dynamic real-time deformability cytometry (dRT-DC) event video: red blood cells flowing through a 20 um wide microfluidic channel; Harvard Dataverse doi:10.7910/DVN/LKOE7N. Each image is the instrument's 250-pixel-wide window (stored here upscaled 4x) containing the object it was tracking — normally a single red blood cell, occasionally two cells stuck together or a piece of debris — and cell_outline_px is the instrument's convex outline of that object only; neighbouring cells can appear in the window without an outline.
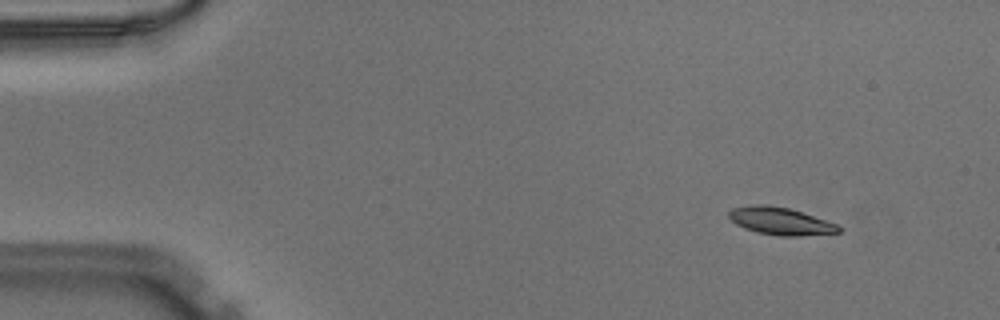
{"species": "Egyptian fruit bat (a non-hibernating species)", "species_latin": "Rousettus aegyptiacus", "temperature_condition": "warm", "stored_images_in_passage": 52, "camera_frame_rate_fps": 3000, "um_per_image_px": 0.085, "animal": {"sex": "male"}, "frame": {"image": 1, "passage_image": 6, "time_ms": 1.667, "image_size_px": [1000, 320], "cell_outline_px": [[844, 228], [840, 232], [800, 236], [780, 236], [756, 232], [744, 228], [736, 224], [728, 216], [728, 212], [732, 208], [752, 204], [764, 204], [788, 208], [836, 224]], "centroid_in_image_um": [66.31, 18.8], "position_along_channel_um": 18.7, "area_um2": 17.46}}
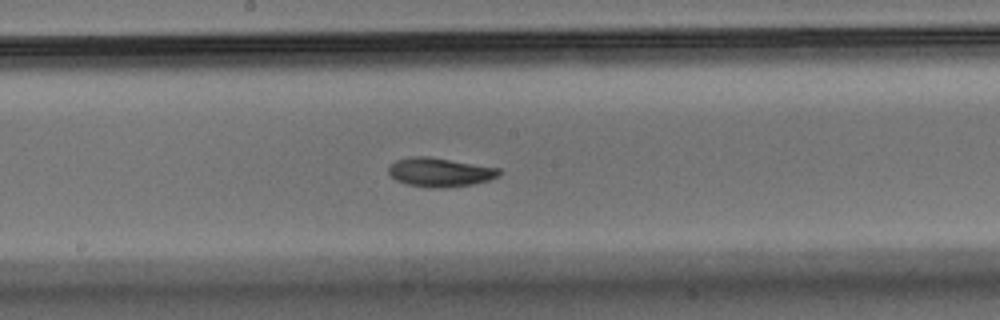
{"frame": {"image": 2, "passage_image": 28, "time_ms": 9.0, "image_size_px": [1000, 320], "cell_outline_px": [[500, 176], [488, 180], [472, 184], [444, 188], [428, 188], [408, 184], [396, 180], [388, 172], [388, 168], [396, 160], [412, 156], [428, 156], [500, 168]], "centroid_in_image_um": [37.4, 14.64], "position_along_channel_um": 210.8, "area_um2": 18.61}}
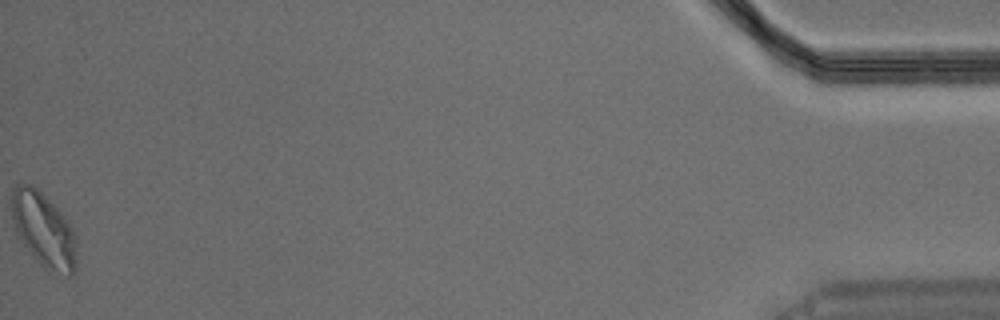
{"frame": {"image": 3, "passage_image": 52, "time_ms": 17.0, "image_size_px": [1000, 320], "cell_outline_px": [[76, 272], [72, 276], [68, 276], [48, 272], [36, 260], [24, 244], [16, 228], [12, 216], [12, 192], [16, 184], [32, 184], [68, 220], [72, 228], [76, 252]], "centroid_in_image_um": [3.74, 19.59], "position_along_channel_um": 431.5, "area_um2": 27.8}}